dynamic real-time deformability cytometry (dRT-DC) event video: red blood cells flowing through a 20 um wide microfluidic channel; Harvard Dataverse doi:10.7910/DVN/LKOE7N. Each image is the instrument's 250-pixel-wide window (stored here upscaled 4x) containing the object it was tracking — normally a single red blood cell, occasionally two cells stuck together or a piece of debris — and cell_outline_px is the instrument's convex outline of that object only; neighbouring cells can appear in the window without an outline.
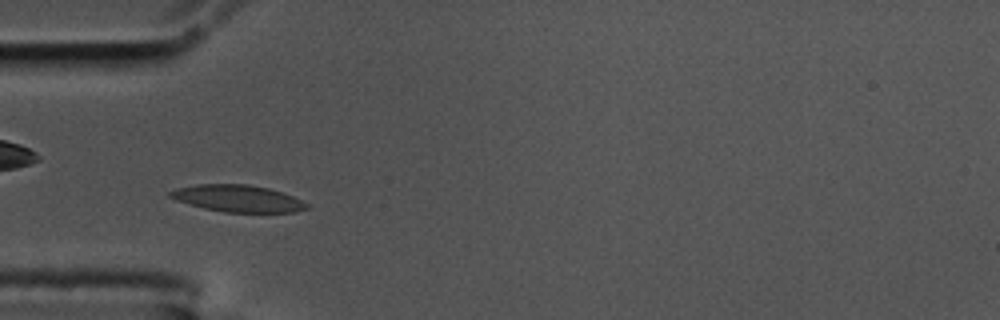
{"species": "common noctule bat (a hibernating species)", "species_latin": "Nyctalus noctula", "temperature_condition": "cold", "stored_images_in_passage": 37, "camera_frame_rate_fps": 3000, "um_per_image_px": 0.085, "animal": {"sex": "male", "body_mass_g": 17.5, "forearm_length_mm": 52.3}, "frame": {"image": 1, "passage_image": 7, "time_ms": 2.0, "image_size_px": [1000, 320], "cell_outline_px": [[308, 208], [296, 212], [224, 212], [204, 208], [176, 200], [168, 196], [168, 192], [176, 188], [196, 184], [248, 184], [268, 188], [292, 196], [308, 204]], "centroid_in_image_um": [20.18, 16.86], "position_along_channel_um": 64.8, "area_um2": 21.27}}
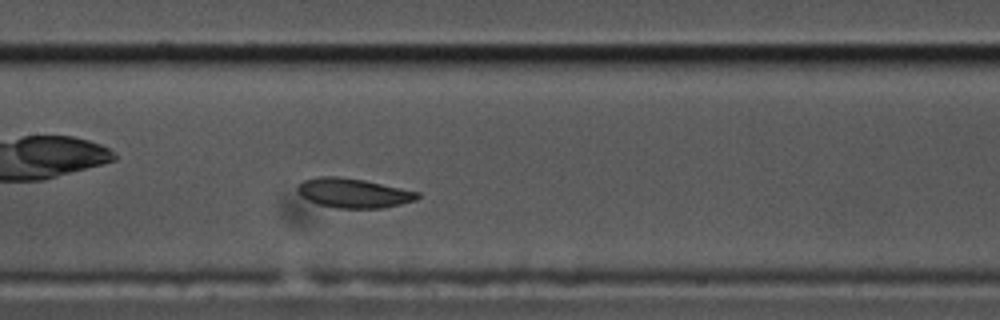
{"frame": {"image": 2, "passage_image": 17, "time_ms": 5.333, "image_size_px": [1000, 320], "cell_outline_px": [[420, 196], [416, 200], [384, 208], [336, 208], [316, 204], [300, 196], [296, 188], [304, 180], [316, 176], [340, 176], [364, 180], [420, 192]], "centroid_in_image_um": [30.02, 16.41], "position_along_channel_um": 177.4, "area_um2": 20.75}}
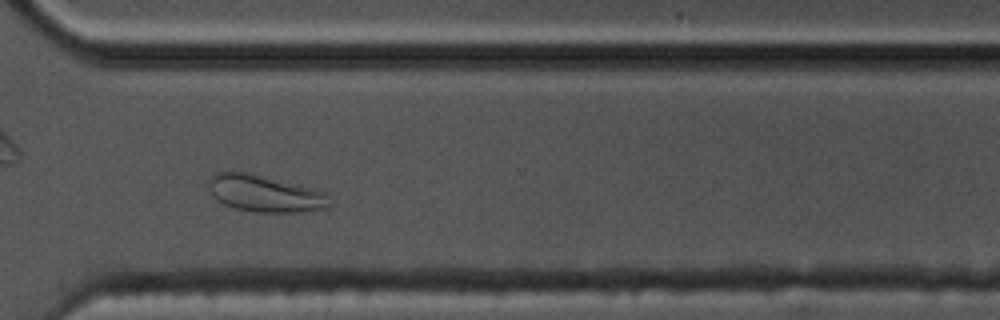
{"frame": {"image": 3, "passage_image": 32, "time_ms": 10.333, "image_size_px": [1000, 320], "cell_outline_px": [[332, 204], [328, 208], [300, 212], [256, 212], [236, 208], [224, 204], [216, 200], [212, 196], [208, 188], [208, 176], [216, 172], [244, 172], [312, 188], [324, 192]], "centroid_in_image_um": [22.47, 16.46], "position_along_channel_um": 348.1, "area_um2": 25.78}, "authors_computed_cell_mechanics": {"area_um2": 20.7502, "velocity_mm_per_s": 3.4091, "shape_relaxation_time_tau1_ms": 4.8572, "shape_relaxation_time_tau2_ms": 3.5624, "deformation_change_tau1": 0.1022, "deformation_change_tau2": 0.0711}}